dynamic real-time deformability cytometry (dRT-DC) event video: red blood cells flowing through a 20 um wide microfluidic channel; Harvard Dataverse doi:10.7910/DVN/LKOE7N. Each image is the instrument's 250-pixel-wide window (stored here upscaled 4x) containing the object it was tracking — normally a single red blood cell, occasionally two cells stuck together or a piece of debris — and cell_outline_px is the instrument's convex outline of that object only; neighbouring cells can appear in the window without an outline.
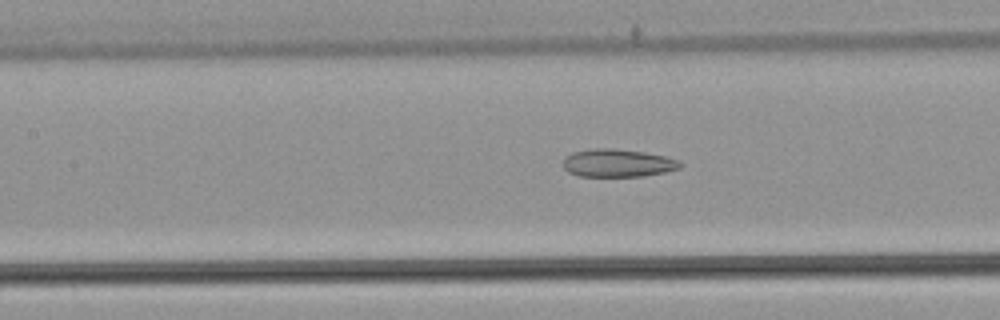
{"species": "common noctule bat (a hibernating species)", "species_latin": "Nyctalus noctula", "temperature_condition": "warm", "stored_images_in_passage": 24, "camera_frame_rate_fps": 3000, "um_per_image_px": 0.085, "animal": {"sex": "male", "body_mass_g": 21.5, "forearm_length_mm": 52.0}, "frame": {"image": 1, "passage_image": 6, "time_ms": 1.667, "image_size_px": [1000, 320], "cell_outline_px": [[684, 164], [680, 168], [664, 172], [644, 176], [580, 176], [568, 172], [564, 168], [564, 156], [572, 152], [592, 148], [612, 148], [644, 152], [664, 156], [680, 160]], "centroid_in_image_um": [52.51, 13.85], "position_along_channel_um": 154.9, "area_um2": 19.13}}
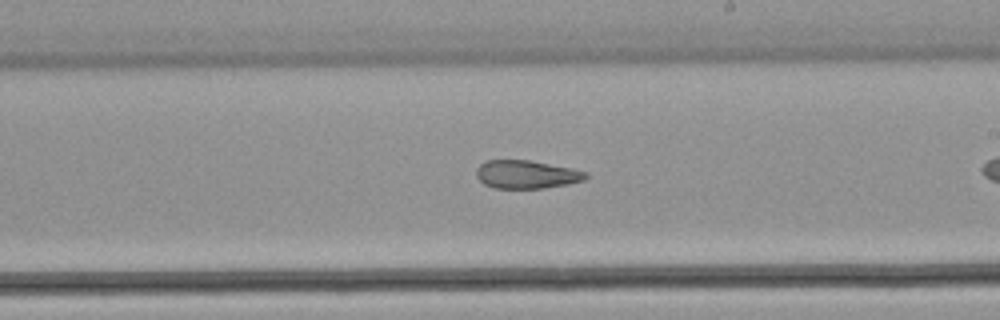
{"frame": {"image": 2, "passage_image": 13, "time_ms": 4.0, "image_size_px": [1000, 320], "cell_outline_px": [[588, 176], [584, 180], [568, 184], [544, 188], [492, 188], [484, 184], [476, 176], [476, 168], [480, 164], [488, 160], [528, 160], [572, 168], [588, 172]], "centroid_in_image_um": [44.75, 14.83], "position_along_channel_um": 244.3, "area_um2": 18.03}}
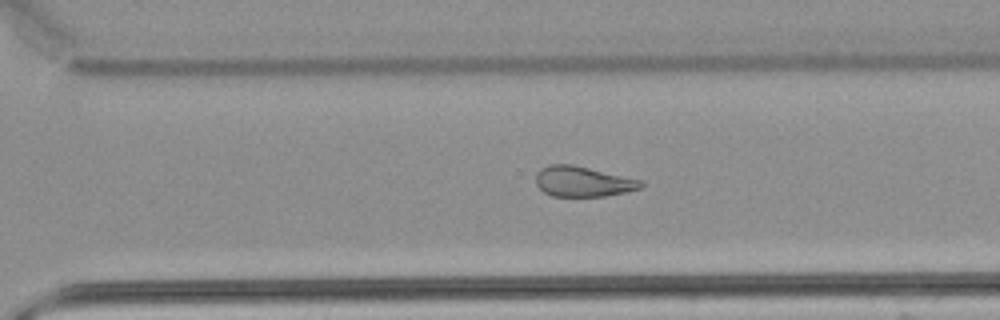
{"frame": {"image": 3, "passage_image": 19, "time_ms": 6.0, "image_size_px": [1000, 320], "cell_outline_px": [[644, 184], [640, 188], [624, 192], [604, 196], [552, 196], [544, 192], [536, 184], [536, 172], [540, 168], [552, 164], [572, 164], [644, 180]], "centroid_in_image_um": [49.55, 15.42], "position_along_channel_um": 321.1, "area_um2": 18.61}}